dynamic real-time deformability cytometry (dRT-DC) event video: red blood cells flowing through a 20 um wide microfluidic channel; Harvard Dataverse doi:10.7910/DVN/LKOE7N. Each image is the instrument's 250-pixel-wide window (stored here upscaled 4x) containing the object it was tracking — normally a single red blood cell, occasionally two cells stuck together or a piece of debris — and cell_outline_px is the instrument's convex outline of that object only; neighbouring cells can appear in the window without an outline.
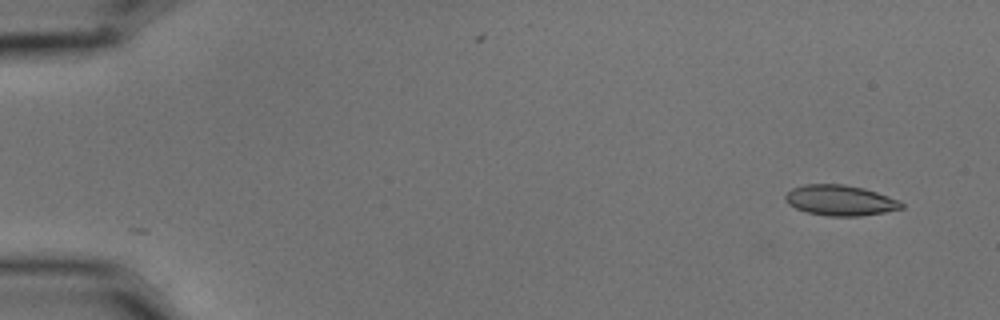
{"species": "common noctule bat (a hibernating species)", "species_latin": "Nyctalus noctula", "temperature_condition": "cold", "stored_images_in_passage": 54, "camera_frame_rate_fps": 3000, "um_per_image_px": 0.085, "animal": {"sex": "male", "body_mass_g": 15.6}, "frame": {"image": 1, "passage_image": 1, "time_ms": 0.0, "image_size_px": [1000, 320], "cell_outline_px": [[904, 208], [884, 212], [860, 216], [828, 216], [808, 212], [796, 208], [788, 204], [784, 200], [784, 196], [792, 188], [804, 184], [844, 184], [864, 188], [888, 196], [904, 204]], "centroid_in_image_um": [71.39, 17.02], "position_along_channel_um": 13.6, "area_um2": 20.58}}
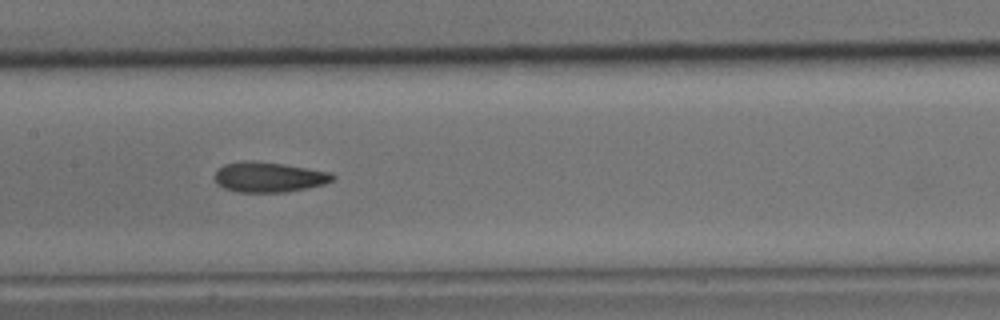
{"frame": {"image": 2, "passage_image": 26, "time_ms": 8.333, "image_size_px": [1000, 320], "cell_outline_px": [[336, 176], [332, 180], [324, 184], [284, 192], [236, 192], [224, 188], [216, 184], [212, 176], [216, 168], [224, 164], [244, 160], [252, 160], [284, 164], [332, 172]], "centroid_in_image_um": [22.78, 15.04], "position_along_channel_um": 184.6, "area_um2": 21.04}}
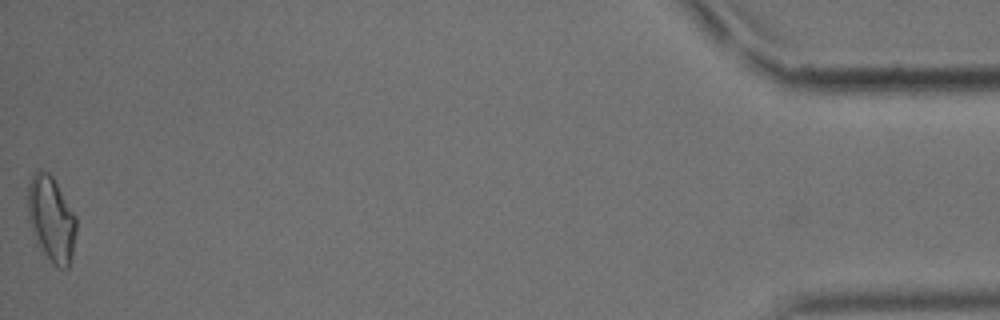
{"frame": {"image": 3, "passage_image": 54, "time_ms": 17.667, "image_size_px": [1000, 320], "cell_outline_px": [[76, 232], [72, 252], [68, 268], [60, 268], [36, 244], [28, 220], [28, 184], [36, 168], [40, 168], [48, 172], [52, 176], [76, 216]], "centroid_in_image_um": [4.34, 18.56], "position_along_channel_um": 430.9, "area_um2": 23.93}, "authors_computed_cell_mechanics": {"area_um2": 20.6924, "velocity_mm_per_s": 3.5759, "shape_relaxation_time_tau1_ms": 11.1719, "shape_relaxation_time_tau2_ms": 3.1479, "deformation_change_tau1": 0.2037, "deformation_change_tau2": 0.0873}}